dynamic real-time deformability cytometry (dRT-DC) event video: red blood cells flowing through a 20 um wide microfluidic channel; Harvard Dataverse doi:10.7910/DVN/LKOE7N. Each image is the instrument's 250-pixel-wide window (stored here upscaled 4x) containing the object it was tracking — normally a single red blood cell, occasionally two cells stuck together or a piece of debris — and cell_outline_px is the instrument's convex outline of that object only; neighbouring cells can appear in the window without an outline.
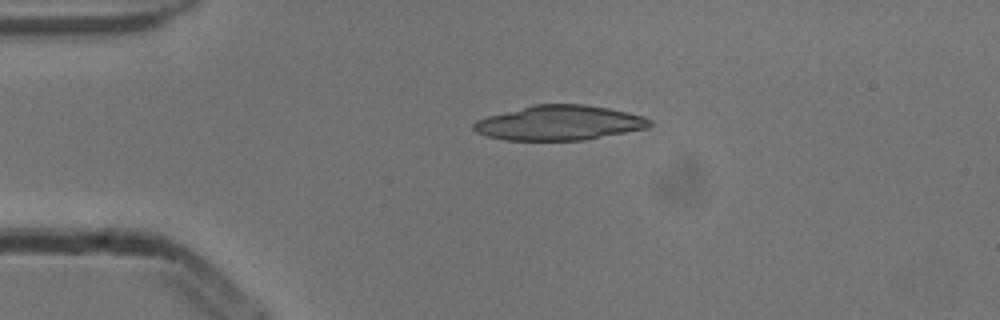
{"species": "common noctule bat (a hibernating species)", "species_latin": "Nyctalus noctula", "temperature_condition": "cold", "stored_images_in_passage": 2, "camera_frame_rate_fps": 3000, "um_per_image_px": 0.085, "animal": {"sex": "male", "body_mass_g": 13.3}, "frame": {"image": 1, "passage_image": 1, "time_ms": 0.0, "image_size_px": [1000, 320], "cell_outline_px": [[652, 124], [648, 128], [584, 140], [504, 140], [488, 136], [476, 132], [472, 128], [472, 124], [476, 120], [488, 116], [532, 104], [584, 104], [608, 108], [628, 112], [644, 116], [652, 120]], "centroid_in_image_um": [47.55, 10.44], "position_along_channel_um": 37.5, "area_um2": 35.78}}